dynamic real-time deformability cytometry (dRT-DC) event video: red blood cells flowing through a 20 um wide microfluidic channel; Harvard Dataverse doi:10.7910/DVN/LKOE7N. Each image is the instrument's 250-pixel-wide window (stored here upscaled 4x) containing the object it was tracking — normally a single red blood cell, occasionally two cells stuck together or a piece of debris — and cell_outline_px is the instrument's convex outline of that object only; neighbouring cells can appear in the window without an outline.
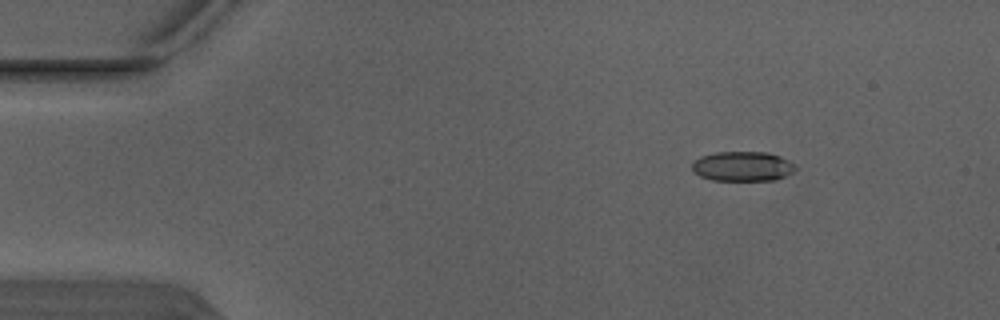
{"species": "Egyptian fruit bat (a non-hibernating species)", "species_latin": "Rousettus aegyptiacus", "temperature_condition": "warm", "stored_images_in_passage": 5, "camera_frame_rate_fps": 3000, "um_per_image_px": 0.085, "animal": {"sex": "male"}, "frame": {"image": 1, "passage_image": 1, "time_ms": 0.0, "image_size_px": [1000, 320], "cell_outline_px": [[796, 168], [792, 172], [776, 180], [712, 180], [700, 176], [692, 172], [692, 160], [700, 156], [716, 152], [768, 152], [780, 156], [796, 164]], "centroid_in_image_um": [63.09, 14.13], "position_along_channel_um": 21.9, "area_um2": 18.09}}
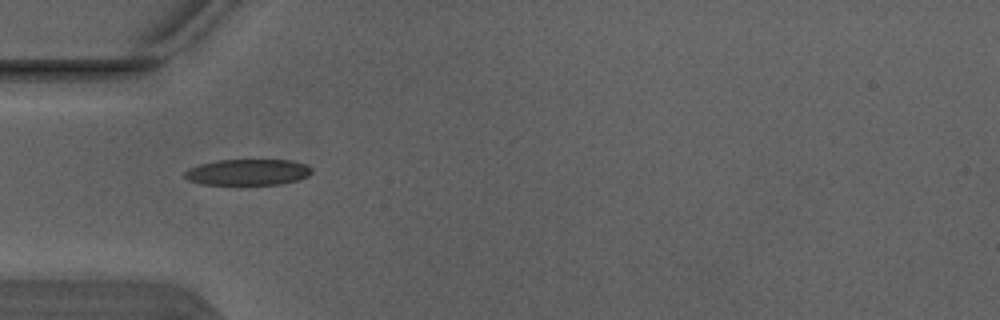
{"frame": {"image": 2, "passage_image": 3, "time_ms": 0.667, "image_size_px": [1000, 320], "cell_outline_px": [[312, 172], [308, 176], [300, 180], [280, 184], [200, 184], [188, 180], [184, 176], [184, 172], [188, 168], [200, 164], [220, 160], [292, 160], [304, 164], [312, 168]], "centroid_in_image_um": [21.07, 14.63], "position_along_channel_um": 63.9, "area_um2": 19.31}}
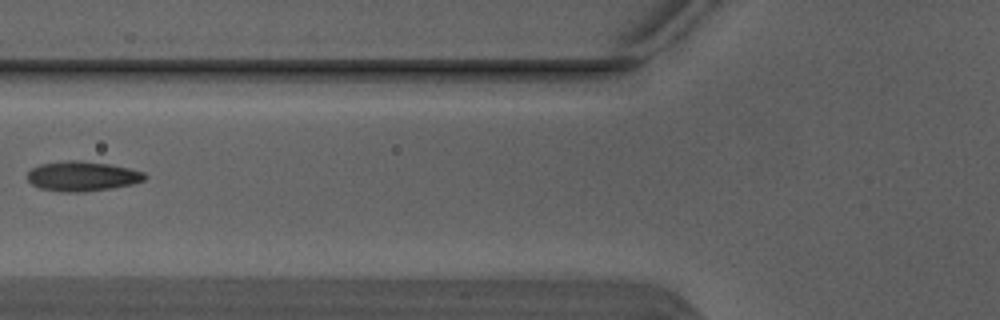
{"frame": {"image": 3, "passage_image": 4, "time_ms": 1.0, "image_size_px": [1000, 320], "cell_outline_px": [[148, 176], [144, 180], [132, 184], [112, 188], [84, 192], [60, 192], [40, 188], [32, 184], [28, 180], [28, 172], [32, 168], [40, 164], [64, 160], [80, 160], [108, 164], [128, 168], [144, 172]], "centroid_in_image_um": [6.99, 14.98], "position_along_channel_um": 118.8, "area_um2": 20.46}}